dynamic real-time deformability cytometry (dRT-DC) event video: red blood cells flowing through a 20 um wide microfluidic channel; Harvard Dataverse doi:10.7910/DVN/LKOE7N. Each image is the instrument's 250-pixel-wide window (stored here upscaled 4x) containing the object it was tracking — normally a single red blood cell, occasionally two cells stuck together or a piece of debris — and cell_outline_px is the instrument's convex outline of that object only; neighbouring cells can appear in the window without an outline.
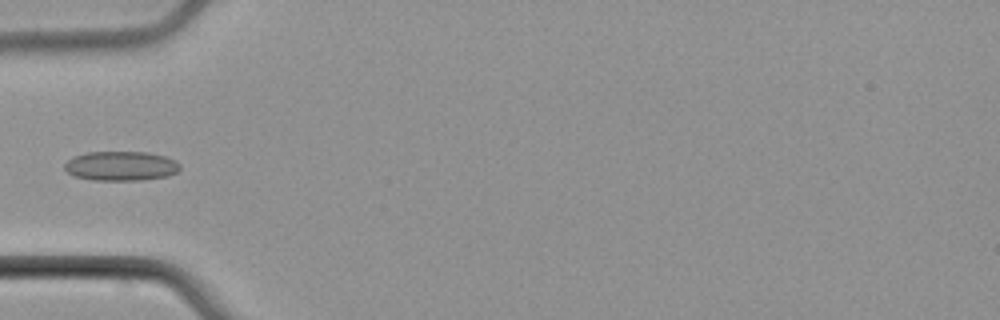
{"species": "common noctule bat (a hibernating species)", "species_latin": "Nyctalus noctula", "temperature_condition": "cold", "stored_images_in_passage": 4, "camera_frame_rate_fps": 3000, "um_per_image_px": 0.085, "animal": {"sex": "male", "body_mass_g": 21.5, "forearm_length_mm": 52.0}, "frame": {"image": 1, "passage_image": 4, "time_ms": 4.333, "image_size_px": [1000, 320], "cell_outline_px": [[180, 168], [176, 172], [168, 176], [140, 180], [92, 180], [72, 176], [64, 168], [64, 164], [68, 160], [76, 156], [88, 152], [148, 152], [164, 156], [176, 160], [180, 164]], "centroid_in_image_um": [10.29, 14.11], "position_along_channel_um": 74.7, "area_um2": 19.83}}